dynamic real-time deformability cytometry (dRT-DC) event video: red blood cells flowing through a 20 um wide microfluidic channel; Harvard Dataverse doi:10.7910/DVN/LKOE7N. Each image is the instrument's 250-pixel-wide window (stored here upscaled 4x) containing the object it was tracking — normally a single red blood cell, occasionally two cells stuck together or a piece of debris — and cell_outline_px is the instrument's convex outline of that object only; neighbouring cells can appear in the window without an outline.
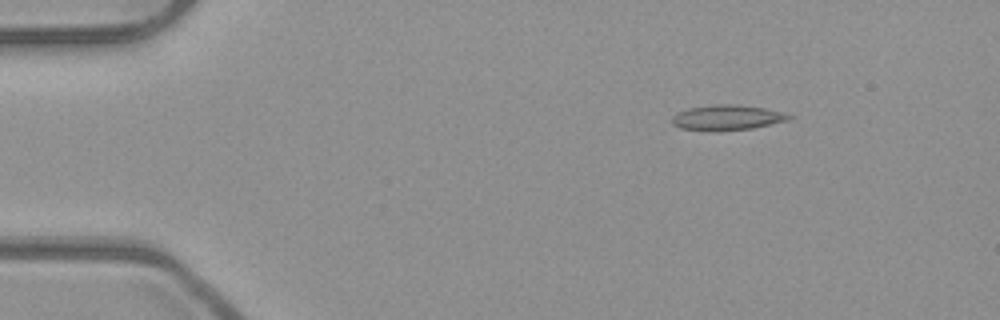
{"species": "common noctule bat (a hibernating species)", "species_latin": "Nyctalus noctula", "temperature_condition": "room temperature", "stored_images_in_passage": 6, "camera_frame_rate_fps": 3000, "um_per_image_px": 0.085, "animal": {"sex": "male", "body_mass_g": 23.1, "forearm_length_mm": 52.7}, "frame": {"image": 1, "passage_image": 3, "time_ms": 0.667, "image_size_px": [1000, 320], "cell_outline_px": [[796, 116], [788, 120], [752, 128], [680, 128], [672, 124], [672, 116], [676, 112], [688, 108], [712, 104], [736, 104], [764, 108], [784, 112]], "centroid_in_image_um": [61.85, 9.93], "position_along_channel_um": 23.2, "area_um2": 16.47}}
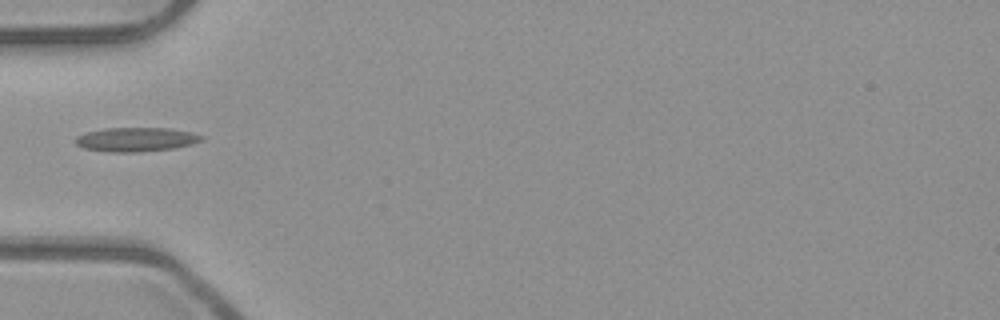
{"frame": {"image": 2, "passage_image": 5, "time_ms": 1.333, "image_size_px": [1000, 320], "cell_outline_px": [[204, 140], [192, 144], [172, 148], [136, 152], [108, 152], [84, 148], [76, 144], [76, 136], [88, 132], [104, 128], [168, 128], [188, 132], [204, 136]], "centroid_in_image_um": [11.56, 11.85], "position_along_channel_um": 73.4, "area_um2": 17.51}}
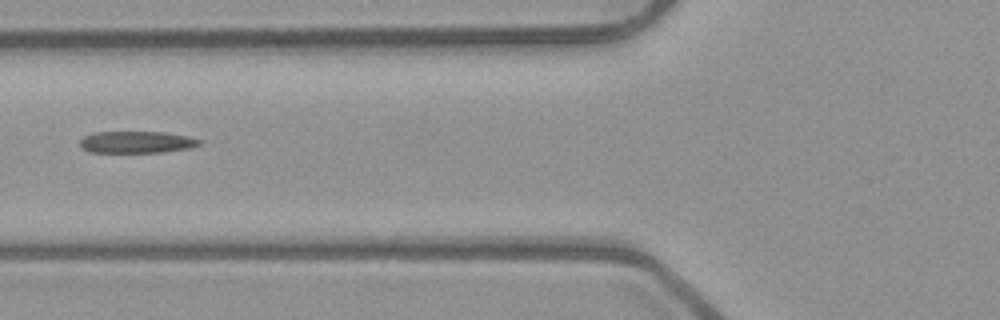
{"frame": {"image": 3, "passage_image": 6, "time_ms": 1.667, "image_size_px": [1000, 320], "cell_outline_px": [[204, 144], [192, 148], [164, 152], [88, 152], [80, 148], [80, 140], [84, 136], [92, 132], [164, 132], [188, 136], [204, 140]], "centroid_in_image_um": [11.67, 12.08], "position_along_channel_um": 114.1, "area_um2": 15.55}}